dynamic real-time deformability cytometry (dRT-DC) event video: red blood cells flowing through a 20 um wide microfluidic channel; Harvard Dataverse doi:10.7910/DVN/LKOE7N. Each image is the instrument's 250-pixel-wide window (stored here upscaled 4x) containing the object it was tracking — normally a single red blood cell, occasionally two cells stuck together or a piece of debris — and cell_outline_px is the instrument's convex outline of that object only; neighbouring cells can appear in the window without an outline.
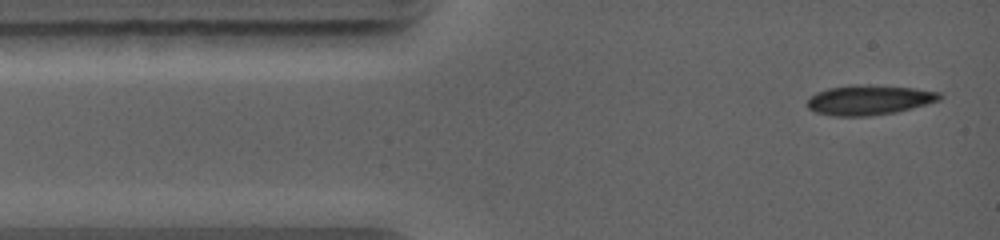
{"species": "common noctule bat (a hibernating species)", "species_latin": "Nyctalus noctula", "temperature_condition": "warm", "stored_images_in_passage": 7, "camera_frame_rate_fps": 5000, "um_per_image_px": 0.085, "animal": {"sex": "female", "body_mass_g": 19.0, "forearm_length_mm": 56.7}, "frame": {"image": 1, "passage_image": 1, "time_ms": 0.0, "image_size_px": [1000, 240], "cell_outline_px": [[944, 96], [940, 100], [912, 108], [896, 112], [868, 116], [832, 116], [816, 112], [808, 108], [808, 96], [816, 92], [828, 88], [852, 84], [912, 88], [940, 92]], "centroid_in_image_um": [73.85, 8.5], "position_along_channel_um": 11.1, "area_um2": 23.0}}
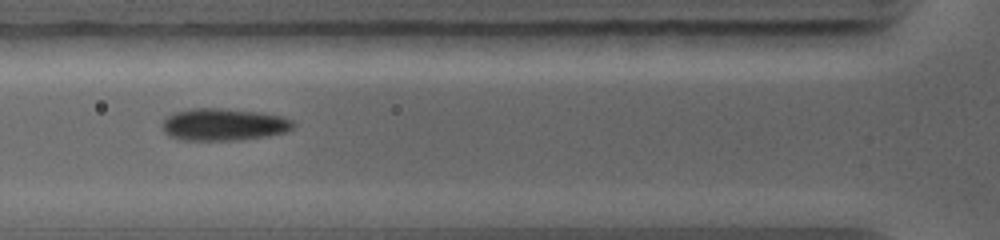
{"frame": {"image": 2, "passage_image": 5, "time_ms": 3.2, "image_size_px": [1000, 240], "cell_outline_px": [[296, 124], [288, 132], [268, 136], [240, 140], [184, 140], [168, 136], [164, 132], [164, 116], [172, 112], [188, 108], [220, 108], [260, 112], [280, 116], [292, 120]], "centroid_in_image_um": [19.0, 10.58], "position_along_channel_um": 106.8, "area_um2": 24.85}}
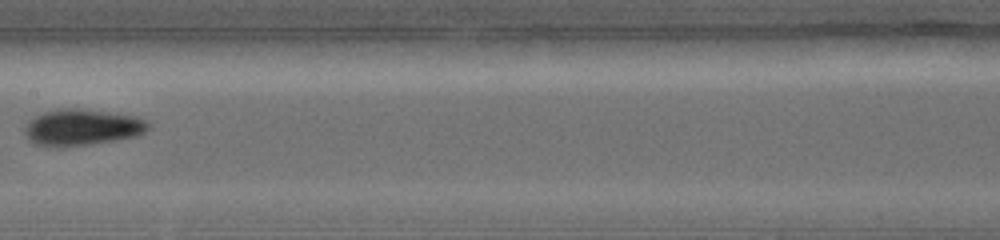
{"frame": {"image": 3, "passage_image": 7, "time_ms": 5.2, "image_size_px": [1000, 240], "cell_outline_px": [[152, 124], [144, 132], [136, 136], [116, 140], [60, 148], [56, 148], [32, 144], [28, 140], [24, 132], [24, 128], [36, 116], [44, 112], [56, 108], [80, 108], [136, 116], [148, 120]], "centroid_in_image_um": [6.97, 10.83], "position_along_channel_um": 200.4, "area_um2": 26.47}}